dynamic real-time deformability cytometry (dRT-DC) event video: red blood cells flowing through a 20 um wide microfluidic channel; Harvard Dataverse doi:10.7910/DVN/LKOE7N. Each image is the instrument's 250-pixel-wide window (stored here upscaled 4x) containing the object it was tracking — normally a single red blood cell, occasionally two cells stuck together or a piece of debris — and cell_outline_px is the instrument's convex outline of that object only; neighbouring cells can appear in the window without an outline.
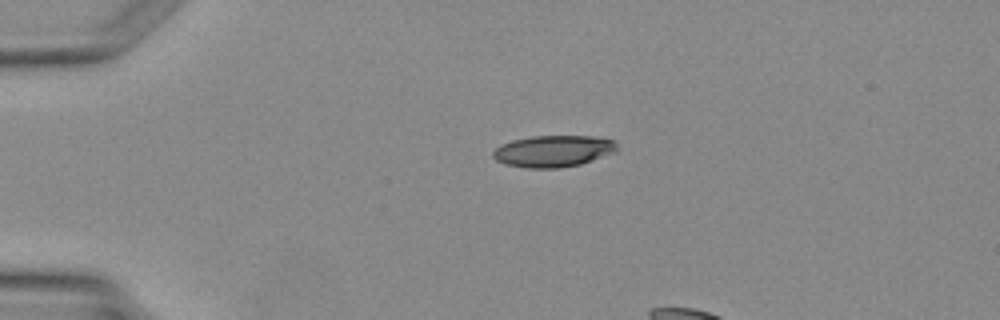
{"species": "Egyptian fruit bat (a non-hibernating species)", "species_latin": "Rousettus aegyptiacus", "temperature_condition": "warm", "stored_images_in_passage": 5, "camera_frame_rate_fps": 3000, "um_per_image_px": 0.085, "animal": {"sex": "female"}, "frame": {"image": 1, "passage_image": 3, "time_ms": 3.333, "image_size_px": [1000, 320], "cell_outline_px": [[616, 152], [580, 164], [560, 168], [528, 168], [504, 164], [496, 160], [492, 156], [492, 152], [500, 144], [512, 140], [532, 136], [592, 136], [616, 140]], "centroid_in_image_um": [47.01, 12.84], "position_along_channel_um": 38.0, "area_um2": 22.95}}